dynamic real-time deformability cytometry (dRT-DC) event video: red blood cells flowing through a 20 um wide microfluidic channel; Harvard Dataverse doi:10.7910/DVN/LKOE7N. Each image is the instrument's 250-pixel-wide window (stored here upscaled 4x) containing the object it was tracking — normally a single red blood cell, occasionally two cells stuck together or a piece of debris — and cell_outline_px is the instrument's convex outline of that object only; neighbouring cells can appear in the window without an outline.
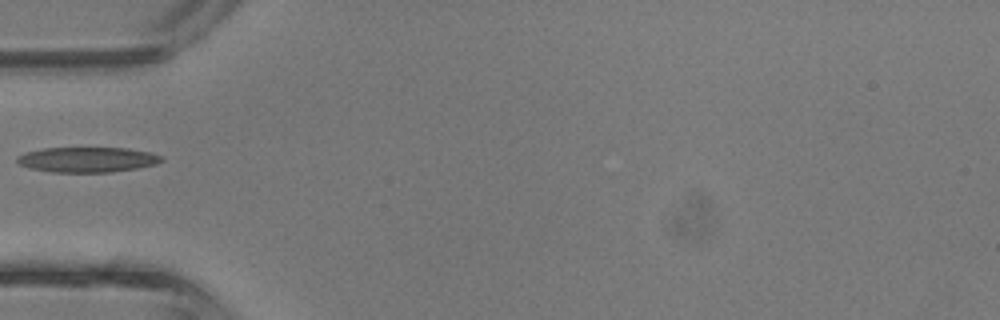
{"species": "common noctule bat (a hibernating species)", "species_latin": "Nyctalus noctula", "temperature_condition": "room temperature", "stored_images_in_passage": 28, "camera_frame_rate_fps": 3000, "um_per_image_px": 0.085, "animal": {"sex": "male", "body_mass_g": 13.3}, "frame": {"image": 1, "passage_image": 1, "time_ms": 0.0, "image_size_px": [1000, 320], "cell_outline_px": [[164, 160], [156, 164], [136, 168], [112, 172], [52, 172], [28, 168], [20, 164], [16, 160], [16, 156], [24, 152], [44, 148], [128, 148], [152, 152], [164, 156]], "centroid_in_image_um": [7.44, 13.56], "position_along_channel_um": 77.6, "area_um2": 21.39}}
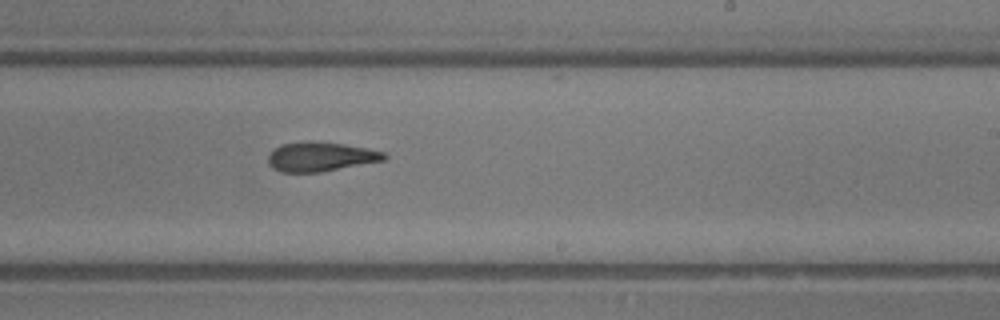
{"frame": {"image": 2, "passage_image": 12, "time_ms": 3.667, "image_size_px": [1000, 320], "cell_outline_px": [[388, 156], [384, 160], [320, 172], [280, 172], [272, 168], [268, 164], [268, 156], [280, 144], [300, 140], [312, 140], [344, 144], [368, 148], [384, 152]], "centroid_in_image_um": [27.22, 13.3], "position_along_channel_um": 261.8, "area_um2": 20.06}}
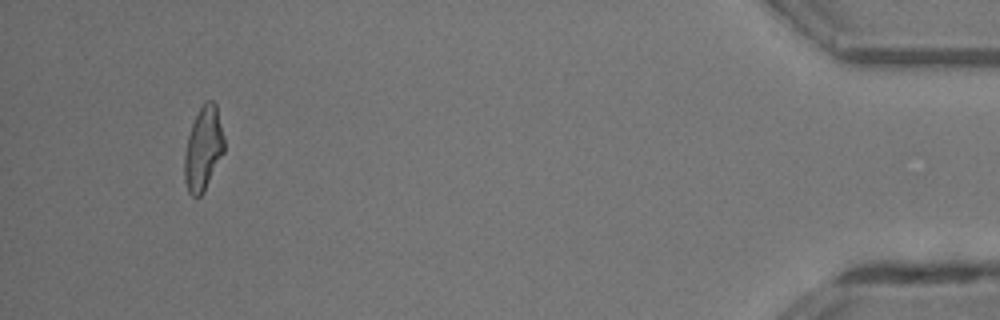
{"frame": {"image": 3, "passage_image": 26, "time_ms": 8.333, "image_size_px": [1000, 320], "cell_outline_px": [[224, 152], [204, 192], [200, 196], [192, 196], [188, 192], [184, 180], [184, 156], [188, 136], [192, 124], [204, 100], [212, 100], [216, 104], [224, 136]], "centroid_in_image_um": [17.28, 12.64], "position_along_channel_um": 417.9, "area_um2": 19.42}}